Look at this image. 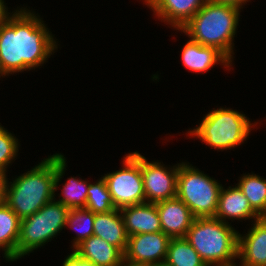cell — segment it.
Instances as JSON below:
<instances>
[{
    "instance_id": "1",
    "label": "cell",
    "mask_w": 266,
    "mask_h": 266,
    "mask_svg": "<svg viewBox=\"0 0 266 266\" xmlns=\"http://www.w3.org/2000/svg\"><path fill=\"white\" fill-rule=\"evenodd\" d=\"M41 19L27 7H17L0 24V66L6 76L35 70L56 52L58 43Z\"/></svg>"
},
{
    "instance_id": "2",
    "label": "cell",
    "mask_w": 266,
    "mask_h": 266,
    "mask_svg": "<svg viewBox=\"0 0 266 266\" xmlns=\"http://www.w3.org/2000/svg\"><path fill=\"white\" fill-rule=\"evenodd\" d=\"M66 158L55 153L39 164L7 182L6 204L20 219L36 213L46 203L55 199L59 182L65 175Z\"/></svg>"
},
{
    "instance_id": "3",
    "label": "cell",
    "mask_w": 266,
    "mask_h": 266,
    "mask_svg": "<svg viewBox=\"0 0 266 266\" xmlns=\"http://www.w3.org/2000/svg\"><path fill=\"white\" fill-rule=\"evenodd\" d=\"M240 12L241 8L207 1L178 31L203 46L218 49L232 62Z\"/></svg>"
},
{
    "instance_id": "4",
    "label": "cell",
    "mask_w": 266,
    "mask_h": 266,
    "mask_svg": "<svg viewBox=\"0 0 266 266\" xmlns=\"http://www.w3.org/2000/svg\"><path fill=\"white\" fill-rule=\"evenodd\" d=\"M238 235L229 223L215 217H198L185 239L207 266H237Z\"/></svg>"
},
{
    "instance_id": "5",
    "label": "cell",
    "mask_w": 266,
    "mask_h": 266,
    "mask_svg": "<svg viewBox=\"0 0 266 266\" xmlns=\"http://www.w3.org/2000/svg\"><path fill=\"white\" fill-rule=\"evenodd\" d=\"M202 119L196 128L189 129L188 136L199 138L218 151L231 150L243 144L251 129L258 124L251 123L245 114L226 107L213 109Z\"/></svg>"
},
{
    "instance_id": "6",
    "label": "cell",
    "mask_w": 266,
    "mask_h": 266,
    "mask_svg": "<svg viewBox=\"0 0 266 266\" xmlns=\"http://www.w3.org/2000/svg\"><path fill=\"white\" fill-rule=\"evenodd\" d=\"M69 208L56 198L46 203L33 215L20 221V236L17 243V260L51 242L66 227Z\"/></svg>"
},
{
    "instance_id": "7",
    "label": "cell",
    "mask_w": 266,
    "mask_h": 266,
    "mask_svg": "<svg viewBox=\"0 0 266 266\" xmlns=\"http://www.w3.org/2000/svg\"><path fill=\"white\" fill-rule=\"evenodd\" d=\"M222 184L186 162L179 163L176 197L182 200L193 215L214 217Z\"/></svg>"
},
{
    "instance_id": "8",
    "label": "cell",
    "mask_w": 266,
    "mask_h": 266,
    "mask_svg": "<svg viewBox=\"0 0 266 266\" xmlns=\"http://www.w3.org/2000/svg\"><path fill=\"white\" fill-rule=\"evenodd\" d=\"M122 168L103 176L115 209L146 202L141 173V154L136 151L123 157Z\"/></svg>"
},
{
    "instance_id": "9",
    "label": "cell",
    "mask_w": 266,
    "mask_h": 266,
    "mask_svg": "<svg viewBox=\"0 0 266 266\" xmlns=\"http://www.w3.org/2000/svg\"><path fill=\"white\" fill-rule=\"evenodd\" d=\"M179 163L167 167L161 162L148 161L141 155V173L146 202L157 203L172 199L177 193Z\"/></svg>"
},
{
    "instance_id": "10",
    "label": "cell",
    "mask_w": 266,
    "mask_h": 266,
    "mask_svg": "<svg viewBox=\"0 0 266 266\" xmlns=\"http://www.w3.org/2000/svg\"><path fill=\"white\" fill-rule=\"evenodd\" d=\"M171 238L164 232L131 235L124 252V263L151 266L165 262Z\"/></svg>"
},
{
    "instance_id": "11",
    "label": "cell",
    "mask_w": 266,
    "mask_h": 266,
    "mask_svg": "<svg viewBox=\"0 0 266 266\" xmlns=\"http://www.w3.org/2000/svg\"><path fill=\"white\" fill-rule=\"evenodd\" d=\"M160 218L162 232L170 238H185L195 216L179 198L155 203Z\"/></svg>"
},
{
    "instance_id": "12",
    "label": "cell",
    "mask_w": 266,
    "mask_h": 266,
    "mask_svg": "<svg viewBox=\"0 0 266 266\" xmlns=\"http://www.w3.org/2000/svg\"><path fill=\"white\" fill-rule=\"evenodd\" d=\"M252 224L246 234L238 235L239 266H266V217Z\"/></svg>"
},
{
    "instance_id": "13",
    "label": "cell",
    "mask_w": 266,
    "mask_h": 266,
    "mask_svg": "<svg viewBox=\"0 0 266 266\" xmlns=\"http://www.w3.org/2000/svg\"><path fill=\"white\" fill-rule=\"evenodd\" d=\"M207 0H153L147 7L174 30H180Z\"/></svg>"
},
{
    "instance_id": "14",
    "label": "cell",
    "mask_w": 266,
    "mask_h": 266,
    "mask_svg": "<svg viewBox=\"0 0 266 266\" xmlns=\"http://www.w3.org/2000/svg\"><path fill=\"white\" fill-rule=\"evenodd\" d=\"M181 52L183 66L195 73L207 72L217 63L228 70L233 66V62L218 49L203 46L191 39L186 42Z\"/></svg>"
},
{
    "instance_id": "15",
    "label": "cell",
    "mask_w": 266,
    "mask_h": 266,
    "mask_svg": "<svg viewBox=\"0 0 266 266\" xmlns=\"http://www.w3.org/2000/svg\"><path fill=\"white\" fill-rule=\"evenodd\" d=\"M214 217L225 223H229V219H231V221L254 219L252 220L253 222L261 218L252 209L248 199L237 184L235 187L229 186L227 189L224 187L221 188L218 207Z\"/></svg>"
},
{
    "instance_id": "16",
    "label": "cell",
    "mask_w": 266,
    "mask_h": 266,
    "mask_svg": "<svg viewBox=\"0 0 266 266\" xmlns=\"http://www.w3.org/2000/svg\"><path fill=\"white\" fill-rule=\"evenodd\" d=\"M128 236L161 232V223L155 203H142L120 209Z\"/></svg>"
},
{
    "instance_id": "17",
    "label": "cell",
    "mask_w": 266,
    "mask_h": 266,
    "mask_svg": "<svg viewBox=\"0 0 266 266\" xmlns=\"http://www.w3.org/2000/svg\"><path fill=\"white\" fill-rule=\"evenodd\" d=\"M73 252L97 266H122L124 254L115 246L98 236L92 235L77 245Z\"/></svg>"
},
{
    "instance_id": "18",
    "label": "cell",
    "mask_w": 266,
    "mask_h": 266,
    "mask_svg": "<svg viewBox=\"0 0 266 266\" xmlns=\"http://www.w3.org/2000/svg\"><path fill=\"white\" fill-rule=\"evenodd\" d=\"M93 229V235L117 247L124 254L129 236L120 210L114 209L107 213H96Z\"/></svg>"
},
{
    "instance_id": "19",
    "label": "cell",
    "mask_w": 266,
    "mask_h": 266,
    "mask_svg": "<svg viewBox=\"0 0 266 266\" xmlns=\"http://www.w3.org/2000/svg\"><path fill=\"white\" fill-rule=\"evenodd\" d=\"M20 221L17 214L6 204L0 205V250L6 261H17V243L20 236Z\"/></svg>"
},
{
    "instance_id": "20",
    "label": "cell",
    "mask_w": 266,
    "mask_h": 266,
    "mask_svg": "<svg viewBox=\"0 0 266 266\" xmlns=\"http://www.w3.org/2000/svg\"><path fill=\"white\" fill-rule=\"evenodd\" d=\"M237 185L252 209L260 217H266V179L252 172L241 175Z\"/></svg>"
},
{
    "instance_id": "21",
    "label": "cell",
    "mask_w": 266,
    "mask_h": 266,
    "mask_svg": "<svg viewBox=\"0 0 266 266\" xmlns=\"http://www.w3.org/2000/svg\"><path fill=\"white\" fill-rule=\"evenodd\" d=\"M164 263L168 266H207L185 238H171Z\"/></svg>"
},
{
    "instance_id": "22",
    "label": "cell",
    "mask_w": 266,
    "mask_h": 266,
    "mask_svg": "<svg viewBox=\"0 0 266 266\" xmlns=\"http://www.w3.org/2000/svg\"><path fill=\"white\" fill-rule=\"evenodd\" d=\"M95 213L86 209H71L69 210L66 227L76 230V237H74L71 248H75L82 241L88 239L93 235Z\"/></svg>"
},
{
    "instance_id": "23",
    "label": "cell",
    "mask_w": 266,
    "mask_h": 266,
    "mask_svg": "<svg viewBox=\"0 0 266 266\" xmlns=\"http://www.w3.org/2000/svg\"><path fill=\"white\" fill-rule=\"evenodd\" d=\"M90 182L86 179L82 180L77 177L68 178L67 182L64 183L62 193L59 194V200L65 207L71 209L85 208L87 197H88V187ZM62 195V196H61Z\"/></svg>"
},
{
    "instance_id": "24",
    "label": "cell",
    "mask_w": 266,
    "mask_h": 266,
    "mask_svg": "<svg viewBox=\"0 0 266 266\" xmlns=\"http://www.w3.org/2000/svg\"><path fill=\"white\" fill-rule=\"evenodd\" d=\"M87 193L86 209L95 214L107 213L115 209L114 202L103 176L97 182L95 181V183L89 184Z\"/></svg>"
},
{
    "instance_id": "25",
    "label": "cell",
    "mask_w": 266,
    "mask_h": 266,
    "mask_svg": "<svg viewBox=\"0 0 266 266\" xmlns=\"http://www.w3.org/2000/svg\"><path fill=\"white\" fill-rule=\"evenodd\" d=\"M18 138L0 125V169L7 172L19 152Z\"/></svg>"
},
{
    "instance_id": "26",
    "label": "cell",
    "mask_w": 266,
    "mask_h": 266,
    "mask_svg": "<svg viewBox=\"0 0 266 266\" xmlns=\"http://www.w3.org/2000/svg\"><path fill=\"white\" fill-rule=\"evenodd\" d=\"M62 266H97L94 263L77 256L73 251L65 259Z\"/></svg>"
},
{
    "instance_id": "27",
    "label": "cell",
    "mask_w": 266,
    "mask_h": 266,
    "mask_svg": "<svg viewBox=\"0 0 266 266\" xmlns=\"http://www.w3.org/2000/svg\"><path fill=\"white\" fill-rule=\"evenodd\" d=\"M8 181L6 171L0 169V205L6 202V187Z\"/></svg>"
},
{
    "instance_id": "28",
    "label": "cell",
    "mask_w": 266,
    "mask_h": 266,
    "mask_svg": "<svg viewBox=\"0 0 266 266\" xmlns=\"http://www.w3.org/2000/svg\"><path fill=\"white\" fill-rule=\"evenodd\" d=\"M207 1L219 4H228L242 9L245 3L249 2L250 0H207Z\"/></svg>"
},
{
    "instance_id": "29",
    "label": "cell",
    "mask_w": 266,
    "mask_h": 266,
    "mask_svg": "<svg viewBox=\"0 0 266 266\" xmlns=\"http://www.w3.org/2000/svg\"><path fill=\"white\" fill-rule=\"evenodd\" d=\"M12 13L8 12V7L6 6L4 0H0V24L7 21Z\"/></svg>"
},
{
    "instance_id": "30",
    "label": "cell",
    "mask_w": 266,
    "mask_h": 266,
    "mask_svg": "<svg viewBox=\"0 0 266 266\" xmlns=\"http://www.w3.org/2000/svg\"><path fill=\"white\" fill-rule=\"evenodd\" d=\"M1 76L4 78L6 75L4 74L3 70L1 69V66H0V78Z\"/></svg>"
},
{
    "instance_id": "31",
    "label": "cell",
    "mask_w": 266,
    "mask_h": 266,
    "mask_svg": "<svg viewBox=\"0 0 266 266\" xmlns=\"http://www.w3.org/2000/svg\"><path fill=\"white\" fill-rule=\"evenodd\" d=\"M153 0H144V3L148 6Z\"/></svg>"
},
{
    "instance_id": "32",
    "label": "cell",
    "mask_w": 266,
    "mask_h": 266,
    "mask_svg": "<svg viewBox=\"0 0 266 266\" xmlns=\"http://www.w3.org/2000/svg\"><path fill=\"white\" fill-rule=\"evenodd\" d=\"M151 266H168V265H166L165 263H162V264L151 265Z\"/></svg>"
},
{
    "instance_id": "33",
    "label": "cell",
    "mask_w": 266,
    "mask_h": 266,
    "mask_svg": "<svg viewBox=\"0 0 266 266\" xmlns=\"http://www.w3.org/2000/svg\"><path fill=\"white\" fill-rule=\"evenodd\" d=\"M122 266H131V265H128V264L124 263Z\"/></svg>"
}]
</instances>
